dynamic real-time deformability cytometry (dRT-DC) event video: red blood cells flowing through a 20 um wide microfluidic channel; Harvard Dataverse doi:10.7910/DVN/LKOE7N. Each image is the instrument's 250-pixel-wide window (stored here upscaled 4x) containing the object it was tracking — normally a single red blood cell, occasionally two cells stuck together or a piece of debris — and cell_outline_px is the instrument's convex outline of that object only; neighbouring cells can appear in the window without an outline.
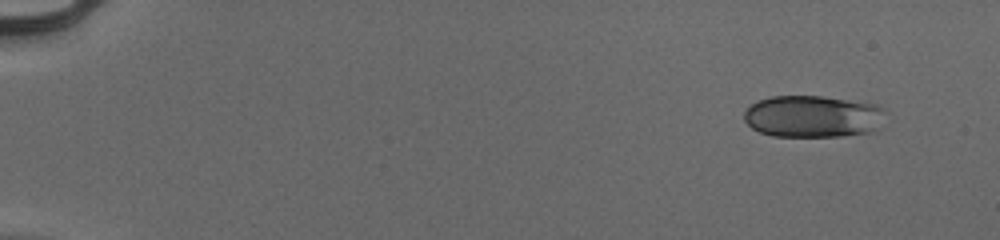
{"species": "human", "species_latin": "Homo sapiens", "temperature_condition": "cold", "stored_images_in_passage": 49, "camera_frame_rate_fps": 3000, "um_per_image_px": 0.085, "donor": {"sex": "male"}, "frame": {"image": 1, "passage_image": 1, "time_ms": 0.0, "image_size_px": [1000, 240], "cell_outline_px": [[888, 112], [876, 128], [872, 132], [840, 136], [772, 136], [760, 132], [752, 128], [744, 120], [744, 112], [752, 104], [760, 100], [772, 96], [820, 96], [876, 104], [884, 108]], "centroid_in_image_um": [69.11, 9.9], "position_along_channel_um": 15.9, "area_um2": 34.56}}
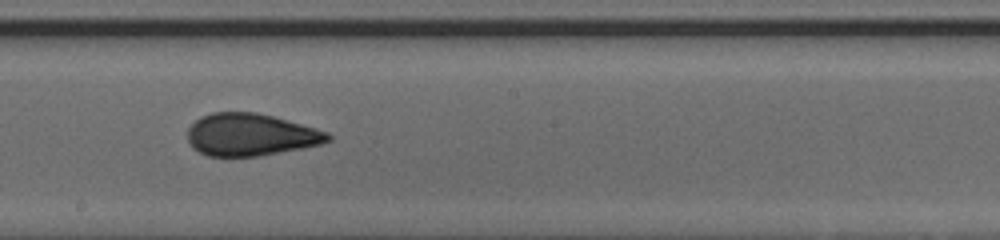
{"frame": {"image": 2, "passage_image": 28, "time_ms": 9.0, "image_size_px": [1000, 240], "cell_outline_px": [[332, 140], [320, 144], [300, 148], [256, 156], [208, 156], [192, 148], [188, 140], [188, 128], [200, 116], [212, 112], [256, 112], [272, 116], [316, 128], [328, 132], [332, 136]], "centroid_in_image_um": [21.28, 11.44], "position_along_channel_um": 226.9, "area_um2": 34.39}}
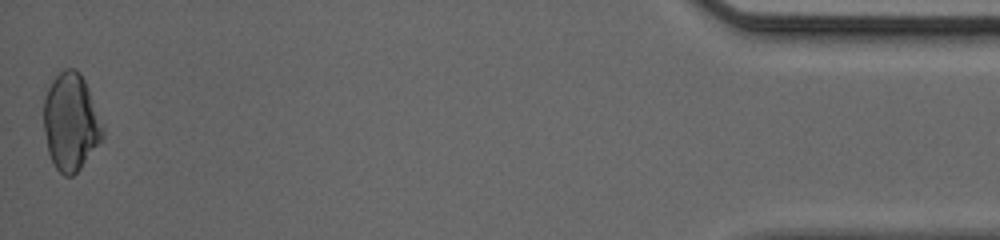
{"frame": {"image": 3, "passage_image": 49, "time_ms": 16.0, "image_size_px": [1000, 240], "cell_outline_px": [[104, 136], [80, 168], [72, 176], [64, 176], [56, 168], [48, 152], [44, 132], [44, 96], [52, 80], [60, 72], [68, 68], [76, 68], [80, 72], [84, 80], [104, 128]], "centroid_in_image_um": [6.0, 10.37], "position_along_channel_um": 429.2, "area_um2": 33.06}, "authors_computed_cell_mechanics": {"area_um2": 34.0442, "velocity_mm_per_s": 4.0249, "shape_relaxation_time_tau1_ms": 8.0722, "shape_relaxation_time_tau2_ms": 1.029, "deformation_change_tau1": 0.1368, "deformation_change_tau2": 0.0435}}